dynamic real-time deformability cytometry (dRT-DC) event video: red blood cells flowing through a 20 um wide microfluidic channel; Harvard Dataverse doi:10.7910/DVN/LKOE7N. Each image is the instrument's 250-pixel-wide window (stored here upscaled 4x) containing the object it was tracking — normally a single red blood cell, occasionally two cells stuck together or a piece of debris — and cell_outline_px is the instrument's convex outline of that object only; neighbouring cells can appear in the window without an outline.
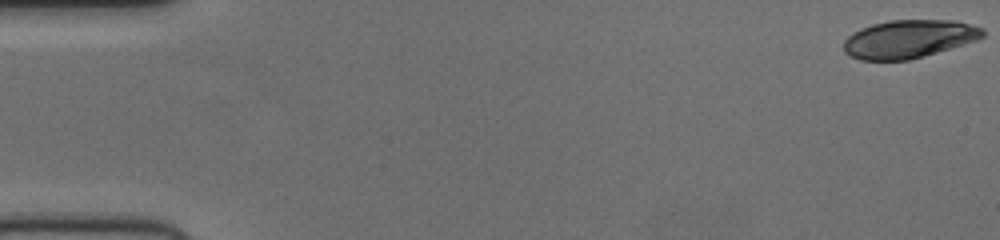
{"species": "human", "species_latin": "Homo sapiens", "temperature_condition": "cold", "stored_images_in_passage": 53, "camera_frame_rate_fps": 3000, "um_per_image_px": 0.085, "donor": {"sex": "female"}, "frame": {"image": 1, "passage_image": 1, "time_ms": 0.0, "image_size_px": [1000, 240], "cell_outline_px": [[984, 36], [976, 40], [908, 60], [860, 60], [844, 52], [844, 40], [848, 36], [860, 28], [872, 24], [888, 20], [952, 20], [984, 28]], "centroid_in_image_um": [77.22, 3.3], "position_along_channel_um": 7.8, "area_um2": 30.58}}
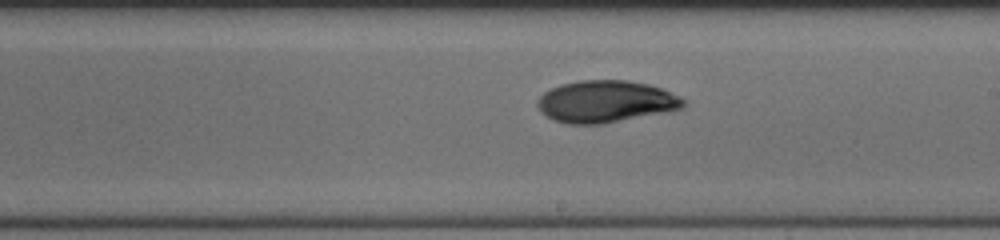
{"frame": {"image": 2, "passage_image": 31, "time_ms": 10.0, "image_size_px": [1000, 240], "cell_outline_px": [[688, 104], [684, 108], [668, 112], [604, 124], [568, 124], [552, 120], [540, 112], [536, 104], [536, 100], [544, 92], [560, 84], [580, 80], [628, 80], [648, 84], [660, 88], [680, 96], [688, 100]], "centroid_in_image_um": [51.51, 8.64], "position_along_channel_um": 237.5, "area_um2": 36.3}}
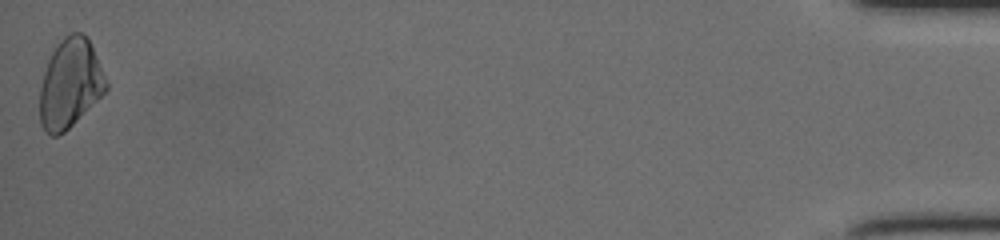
{"frame": {"image": 3, "passage_image": 53, "time_ms": 17.333, "image_size_px": [1000, 240], "cell_outline_px": [[108, 88], [64, 132], [56, 136], [52, 136], [40, 124], [40, 88], [44, 72], [48, 60], [52, 52], [60, 40], [64, 36], [72, 32], [84, 32], [88, 36], [108, 84]], "centroid_in_image_um": [5.95, 7.06], "position_along_channel_um": 429.3, "area_um2": 33.93}}